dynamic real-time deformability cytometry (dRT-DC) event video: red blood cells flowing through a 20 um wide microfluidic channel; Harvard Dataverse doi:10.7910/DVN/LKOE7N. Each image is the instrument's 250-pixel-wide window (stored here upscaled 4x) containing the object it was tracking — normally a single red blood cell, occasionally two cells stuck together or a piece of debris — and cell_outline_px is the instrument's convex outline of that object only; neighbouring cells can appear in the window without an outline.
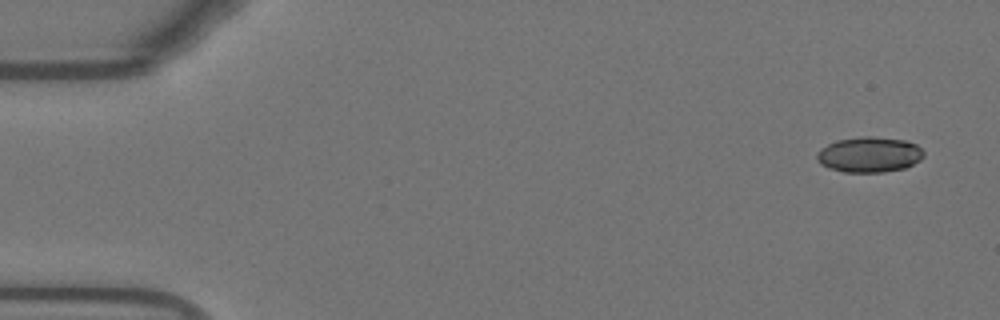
{"species": "Egyptian fruit bat (a non-hibernating species)", "species_latin": "Rousettus aegyptiacus", "temperature_condition": "warm", "stored_images_in_passage": 15, "camera_frame_rate_fps": 3000, "um_per_image_px": 0.085, "animal": {"sex": "female"}, "frame": {"image": 1, "passage_image": 1, "time_ms": 0.0, "image_size_px": [1000, 320], "cell_outline_px": [[912, 160], [908, 164], [896, 168], [840, 168], [828, 164], [848, 140], [892, 140], [912, 144]], "centroid_in_image_um": [74.21, 13.14], "position_along_channel_um": 10.8, "area_um2": 14.45}}
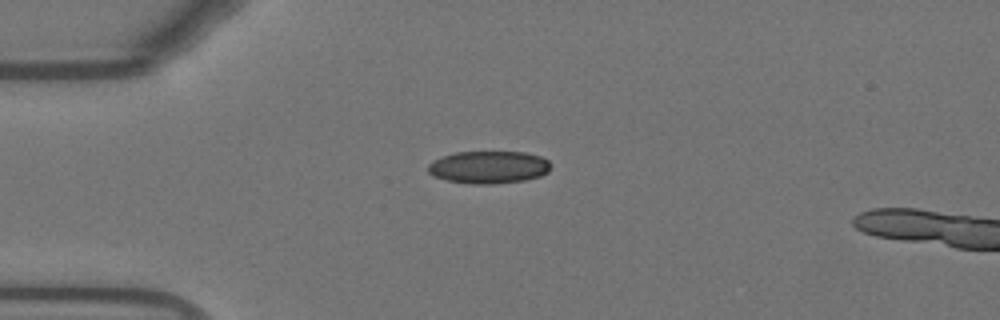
{"frame": {"image": 2, "passage_image": 12, "time_ms": 3.667, "image_size_px": [1000, 320], "cell_outline_px": [[548, 168], [544, 172], [532, 176], [508, 180], [456, 180], [444, 176], [436, 172], [432, 168], [452, 156], [472, 152], [508, 152], [532, 156], [544, 160], [548, 164]], "centroid_in_image_um": [41.72, 14.14], "position_along_channel_um": 43.3, "area_um2": 18.61}}